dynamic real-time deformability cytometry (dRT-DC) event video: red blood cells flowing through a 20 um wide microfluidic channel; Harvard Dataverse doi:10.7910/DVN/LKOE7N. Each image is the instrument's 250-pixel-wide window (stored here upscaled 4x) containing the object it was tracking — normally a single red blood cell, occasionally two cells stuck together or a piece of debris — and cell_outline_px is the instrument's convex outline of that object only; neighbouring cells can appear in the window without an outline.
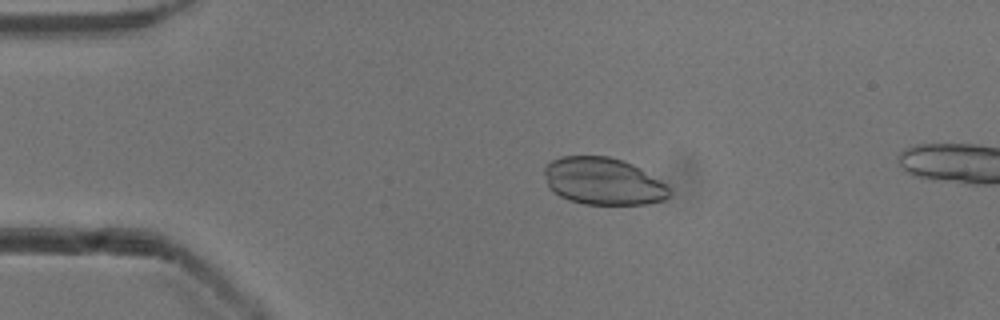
{"species": "common noctule bat (a hibernating species)", "species_latin": "Nyctalus noctula", "temperature_condition": "cold", "stored_images_in_passage": 15, "camera_frame_rate_fps": 3000, "um_per_image_px": 0.085, "animal": {"sex": "male", "body_mass_g": 13.3}, "frame": {"image": 1, "passage_image": 11, "time_ms": 3.333, "image_size_px": [1000, 320], "cell_outline_px": [[668, 196], [664, 200], [648, 204], [584, 204], [568, 200], [560, 196], [548, 184], [544, 172], [544, 168], [552, 160], [560, 156], [608, 156], [624, 160], [640, 168], [664, 184], [668, 188]], "centroid_in_image_um": [51.25, 15.4], "position_along_channel_um": 33.7, "area_um2": 33.99}}